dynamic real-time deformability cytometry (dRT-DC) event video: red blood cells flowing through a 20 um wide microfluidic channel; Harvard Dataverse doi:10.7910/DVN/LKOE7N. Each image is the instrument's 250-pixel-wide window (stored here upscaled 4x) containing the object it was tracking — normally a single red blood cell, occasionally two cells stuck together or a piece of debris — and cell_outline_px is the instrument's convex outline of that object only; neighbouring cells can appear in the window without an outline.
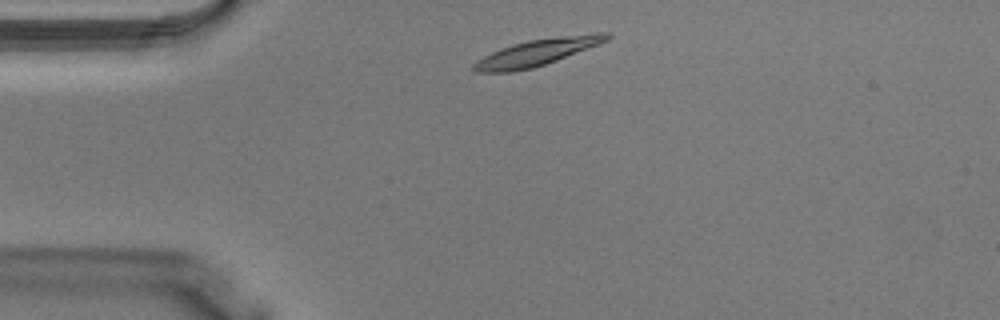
{"species": "Egyptian fruit bat (a non-hibernating species)", "species_latin": "Rousettus aegyptiacus", "temperature_condition": "warm", "stored_images_in_passage": 32, "camera_frame_rate_fps": 3000, "um_per_image_px": 0.085, "animal": {"sex": "male"}, "frame": {"image": 1, "passage_image": 1, "time_ms": 0.0, "image_size_px": [1000, 320], "cell_outline_px": [[612, 36], [608, 40], [600, 44], [556, 60], [532, 68], [512, 72], [476, 72], [472, 68], [472, 64], [476, 60], [500, 48], [512, 44], [528, 40], [556, 36], [596, 32], [608, 32]], "centroid_in_image_um": [45.67, 4.43], "position_along_channel_um": 39.3, "area_um2": 20.75}}
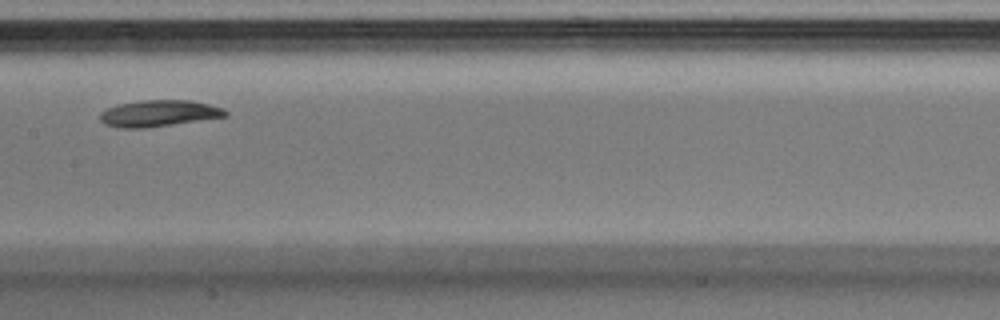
{"frame": {"image": 2, "passage_image": 12, "time_ms": 3.667, "image_size_px": [1000, 320], "cell_outline_px": [[228, 116], [144, 128], [120, 128], [104, 124], [100, 120], [100, 112], [108, 108], [120, 104], [140, 100], [192, 100], [224, 108], [228, 112]], "centroid_in_image_um": [13.5, 9.63], "position_along_channel_um": 193.9, "area_um2": 19.25}}
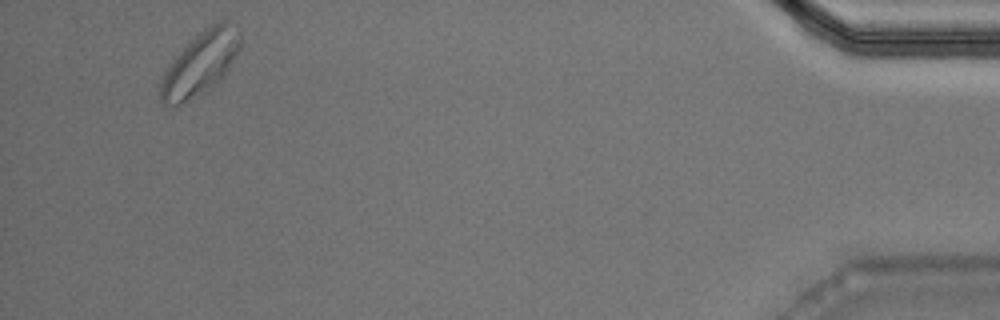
{"frame": {"image": 3, "passage_image": 30, "time_ms": 9.667, "image_size_px": [1000, 320], "cell_outline_px": [[240, 48], [228, 68], [216, 84], [204, 92], [180, 104], [164, 104], [160, 100], [160, 84], [164, 72], [172, 60], [192, 40], [212, 24], [224, 20], [240, 28]], "centroid_in_image_um": [17.04, 5.4], "position_along_channel_um": 418.2, "area_um2": 28.61}}